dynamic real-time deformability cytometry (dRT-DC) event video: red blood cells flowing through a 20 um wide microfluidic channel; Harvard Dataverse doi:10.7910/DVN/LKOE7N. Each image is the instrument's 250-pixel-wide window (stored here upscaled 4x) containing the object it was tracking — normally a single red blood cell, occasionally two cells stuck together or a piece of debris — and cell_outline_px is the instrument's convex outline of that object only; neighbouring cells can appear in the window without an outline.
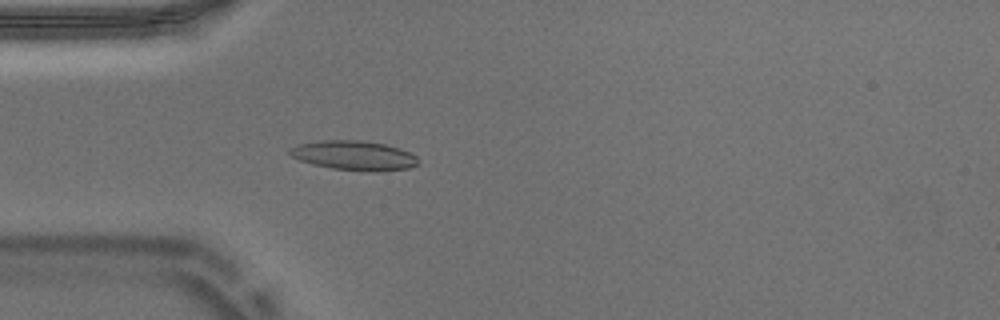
{"species": "Egyptian fruit bat (a non-hibernating species)", "species_latin": "Rousettus aegyptiacus", "temperature_condition": "warm", "stored_images_in_passage": 52, "camera_frame_rate_fps": 3000, "um_per_image_px": 0.085, "animal": {"sex": "male"}, "frame": {"image": 1, "passage_image": 14, "time_ms": 4.333, "image_size_px": [1000, 320], "cell_outline_px": [[416, 164], [408, 168], [372, 172], [332, 168], [312, 164], [300, 160], [292, 156], [288, 152], [288, 148], [296, 144], [324, 140], [360, 140], [384, 144], [400, 148], [416, 156]], "centroid_in_image_um": [30.03, 13.21], "position_along_channel_um": 55.0, "area_um2": 21.91}}
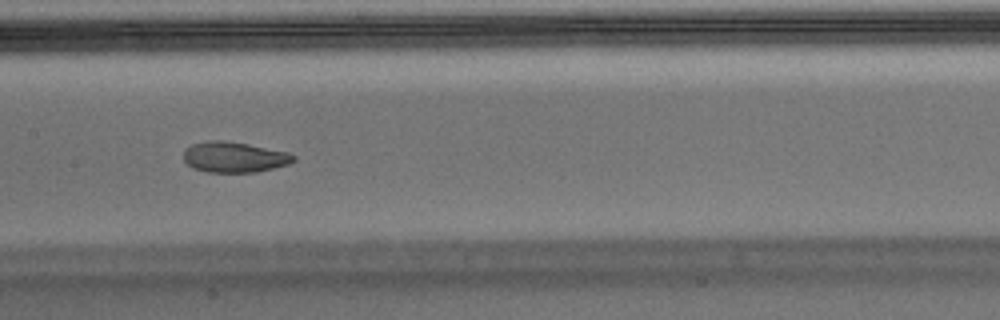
{"frame": {"image": 2, "passage_image": 25, "time_ms": 8.0, "image_size_px": [1000, 320], "cell_outline_px": [[296, 160], [288, 164], [256, 172], [208, 172], [192, 168], [184, 160], [184, 148], [192, 144], [208, 140], [220, 140], [248, 144], [288, 152], [296, 156]], "centroid_in_image_um": [19.89, 13.35], "position_along_channel_um": 187.5, "area_um2": 19.59}}
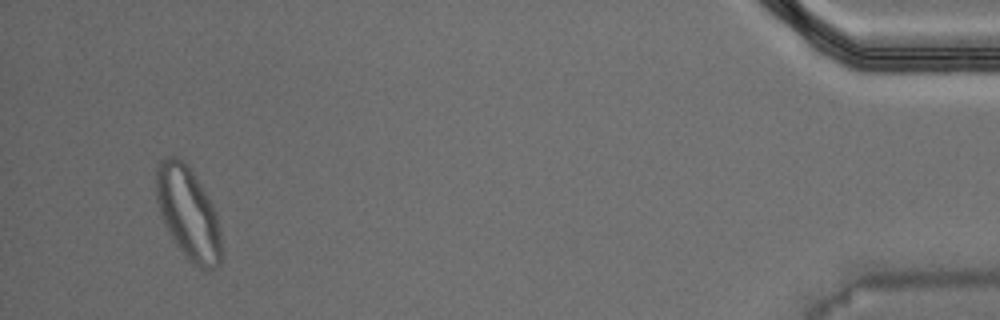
{"frame": {"image": 3, "passage_image": 50, "time_ms": 16.333, "image_size_px": [1000, 320], "cell_outline_px": [[220, 264], [216, 268], [200, 268], [192, 264], [188, 260], [176, 244], [168, 232], [164, 224], [160, 212], [156, 196], [156, 164], [164, 156], [176, 156], [184, 160], [200, 184], [212, 204], [216, 212], [220, 232]], "centroid_in_image_um": [15.96, 18.09], "position_along_channel_um": 419.2, "area_um2": 34.97}, "authors_computed_cell_mechanics": {"area_um2": 20.3167, "velocity_mm_per_s": 3.711, "shape_relaxation_time_tau1_ms": 10.2044, "shape_relaxation_time_tau2_ms": 1.7287, "deformation_change_tau1": 0.2582, "deformation_change_tau2": 0.069}}